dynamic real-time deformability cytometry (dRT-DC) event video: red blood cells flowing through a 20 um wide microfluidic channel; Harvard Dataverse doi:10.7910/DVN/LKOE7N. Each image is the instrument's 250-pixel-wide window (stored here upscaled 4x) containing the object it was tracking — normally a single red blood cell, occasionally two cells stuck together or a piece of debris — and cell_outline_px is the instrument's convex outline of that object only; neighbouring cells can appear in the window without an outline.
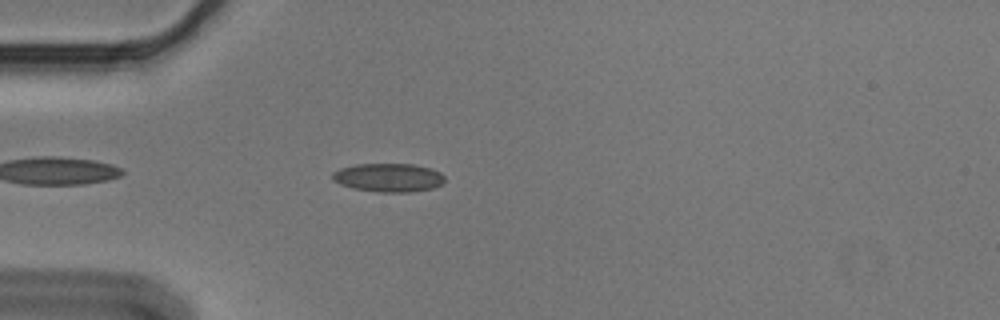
{"species": "Egyptian fruit bat (a non-hibernating species)", "species_latin": "Rousettus aegyptiacus", "temperature_condition": "cold", "stored_images_in_passage": 2, "camera_frame_rate_fps": 3000, "um_per_image_px": 0.085, "animal": {"sex": "male"}, "frame": {"image": 1, "passage_image": 2, "time_ms": 0.333, "image_size_px": [1000, 320], "cell_outline_px": [[444, 180], [440, 184], [432, 188], [412, 192], [376, 192], [352, 188], [340, 184], [332, 180], [332, 172], [340, 168], [356, 164], [412, 164], [432, 168], [440, 172], [444, 176]], "centroid_in_image_um": [33.0, 15.09], "position_along_channel_um": 52.0, "area_um2": 18.79}}